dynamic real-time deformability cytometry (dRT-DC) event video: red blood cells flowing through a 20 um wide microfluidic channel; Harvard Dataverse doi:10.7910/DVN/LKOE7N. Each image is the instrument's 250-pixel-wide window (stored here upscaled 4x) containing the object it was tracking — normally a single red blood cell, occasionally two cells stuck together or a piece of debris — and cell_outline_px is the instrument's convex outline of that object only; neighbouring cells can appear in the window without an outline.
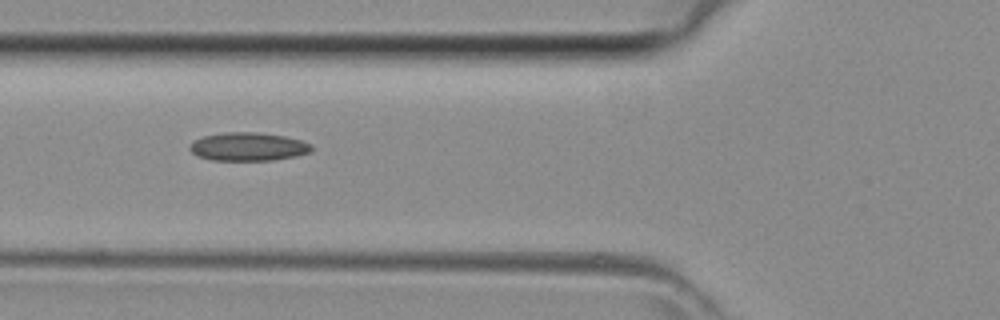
{"species": "common noctule bat (a hibernating species)", "species_latin": "Nyctalus noctula", "temperature_condition": "room temperature", "stored_images_in_passage": 29, "camera_frame_rate_fps": 3000, "um_per_image_px": 0.085, "animal": {"sex": "female", "body_mass_g": 29.2, "forearm_length_mm": 56.3}, "frame": {"image": 1, "passage_image": 6, "time_ms": 1.667, "image_size_px": [1000, 320], "cell_outline_px": [[312, 152], [296, 156], [272, 160], [212, 160], [200, 156], [192, 152], [188, 148], [196, 140], [204, 136], [224, 132], [256, 132], [284, 136], [300, 140], [312, 144]], "centroid_in_image_um": [21.14, 12.46], "position_along_channel_um": 104.7, "area_um2": 19.94}}
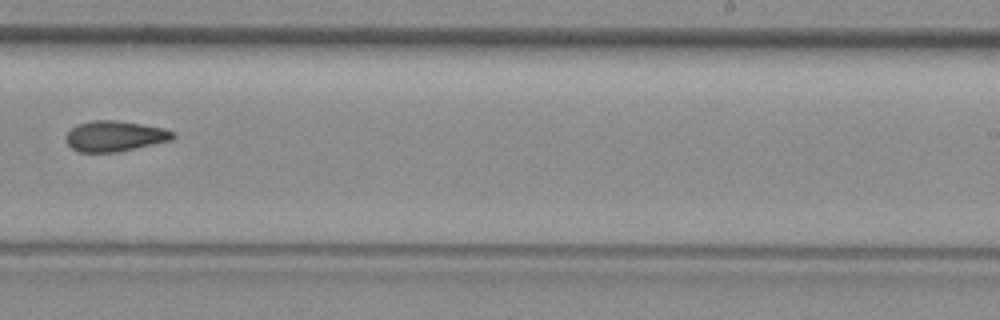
{"frame": {"image": 2, "passage_image": 17, "time_ms": 5.333, "image_size_px": [1000, 320], "cell_outline_px": [[176, 136], [172, 140], [116, 152], [80, 152], [72, 148], [68, 144], [64, 136], [76, 124], [92, 120], [116, 120], [164, 128], [172, 132]], "centroid_in_image_um": [9.73, 11.56], "position_along_channel_um": 279.3, "area_um2": 18.96}}
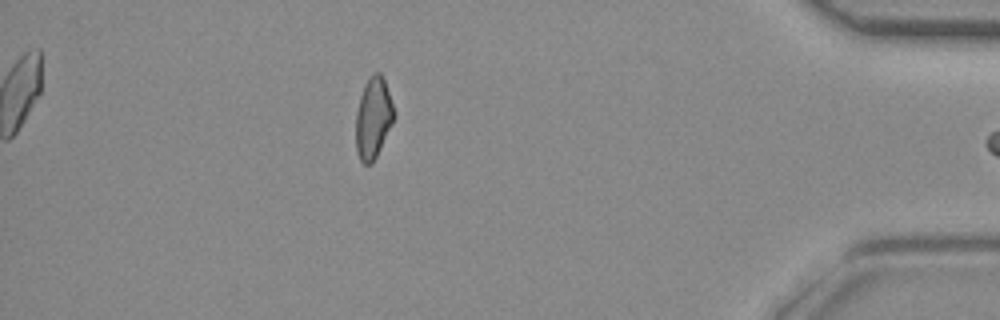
{"frame": {"image": 3, "passage_image": 28, "time_ms": 9.0, "image_size_px": [1000, 320], "cell_outline_px": [[396, 116], [372, 164], [364, 164], [360, 160], [356, 152], [356, 112], [360, 96], [364, 84], [368, 76], [372, 72], [380, 72], [384, 80], [396, 112]], "centroid_in_image_um": [31.72, 10.0], "position_along_channel_um": 403.5, "area_um2": 18.21}}